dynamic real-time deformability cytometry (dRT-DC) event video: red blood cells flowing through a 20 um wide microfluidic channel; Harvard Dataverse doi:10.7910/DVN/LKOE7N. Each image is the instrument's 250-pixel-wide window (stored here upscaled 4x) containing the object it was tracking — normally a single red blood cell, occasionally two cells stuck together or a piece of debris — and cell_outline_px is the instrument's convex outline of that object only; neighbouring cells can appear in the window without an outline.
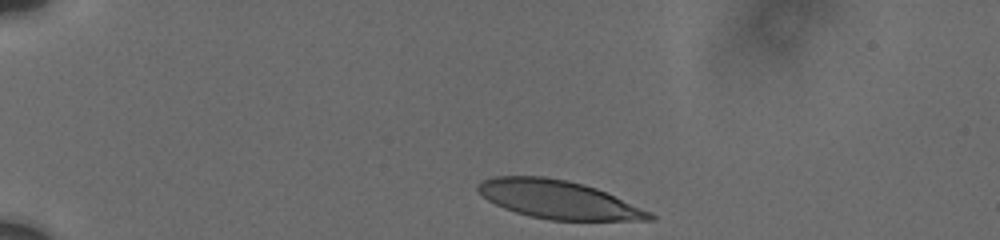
{"species": "human", "species_latin": "Homo sapiens", "temperature_condition": "cold", "stored_images_in_passage": 68, "camera_frame_rate_fps": 3000, "um_per_image_px": 0.085, "donor": {"sex": "male"}, "frame": {"image": 1, "passage_image": 1, "time_ms": 0.0, "image_size_px": [1000, 240], "cell_outline_px": [[656, 220], [548, 220], [516, 212], [504, 208], [488, 200], [476, 188], [476, 184], [492, 176], [544, 176], [568, 180], [584, 184], [596, 188], [652, 212], [656, 216]], "centroid_in_image_um": [47.47, 16.96], "position_along_channel_um": 37.5, "area_um2": 38.15}}
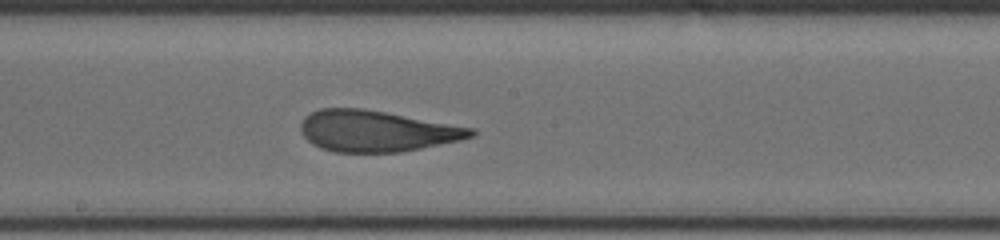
{"frame": {"image": 2, "passage_image": 30, "time_ms": 6.667, "image_size_px": [1000, 240], "cell_outline_px": [[476, 136], [460, 140], [400, 152], [336, 152], [320, 148], [312, 144], [300, 132], [300, 124], [304, 116], [320, 108], [364, 108], [476, 128]], "centroid_in_image_um": [32.01, 11.13], "position_along_channel_um": 216.2, "area_um2": 41.04}}
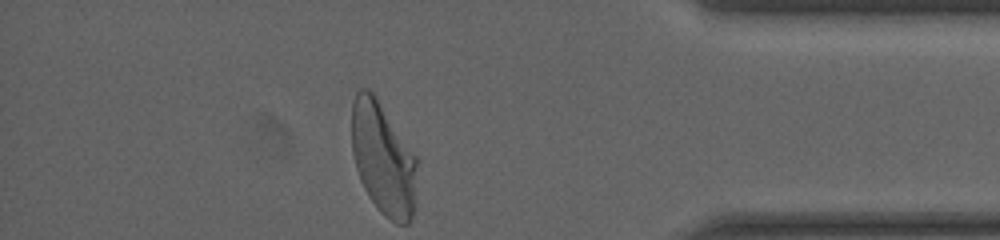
{"frame": {"image": 3, "passage_image": 68, "time_ms": 12.333, "image_size_px": [1000, 240], "cell_outline_px": [[416, 204], [412, 216], [408, 224], [396, 224], [384, 216], [380, 212], [368, 196], [360, 180], [356, 168], [352, 152], [352, 100], [356, 92], [360, 88], [368, 88], [376, 96], [416, 156]], "centroid_in_image_um": [32.56, 13.5], "position_along_channel_um": 402.6, "area_um2": 43.12}, "authors_computed_cell_mechanics": {"area_um2": 41.1536, "velocity_mm_per_s": 3.7213, "shape_relaxation_time_tau1_ms": 5.5678, "shape_relaxation_time_tau2_ms": 0.9817, "deformation_change_tau1": 0.2112, "deformation_change_tau2": 0.0943}}